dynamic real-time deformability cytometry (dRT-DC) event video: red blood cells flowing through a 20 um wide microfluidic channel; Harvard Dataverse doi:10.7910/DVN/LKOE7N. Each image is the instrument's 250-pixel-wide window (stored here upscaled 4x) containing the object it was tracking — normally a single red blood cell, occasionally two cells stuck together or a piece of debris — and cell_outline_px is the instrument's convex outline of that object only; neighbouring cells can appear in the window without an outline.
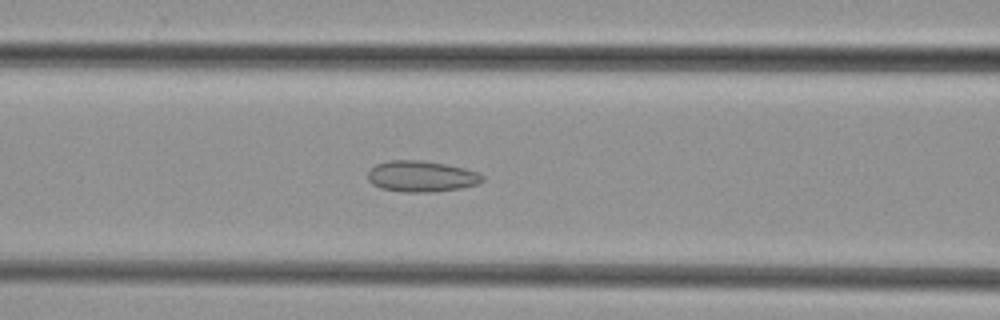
{"species": "common noctule bat (a hibernating species)", "species_latin": "Nyctalus noctula", "temperature_condition": "cold", "stored_images_in_passage": 45, "camera_frame_rate_fps": 3000, "um_per_image_px": 0.085, "animal": {"sex": "female", "body_mass_g": 29.2, "forearm_length_mm": 56.3}, "frame": {"image": 1, "passage_image": 17, "time_ms": 5.333, "image_size_px": [1000, 320], "cell_outline_px": [[484, 180], [480, 184], [460, 188], [432, 192], [404, 192], [380, 188], [372, 184], [368, 180], [368, 172], [376, 164], [388, 160], [420, 160], [444, 164], [464, 168], [476, 172], [484, 176]], "centroid_in_image_um": [35.82, 14.99], "position_along_channel_um": 130.8, "area_um2": 20.75}}
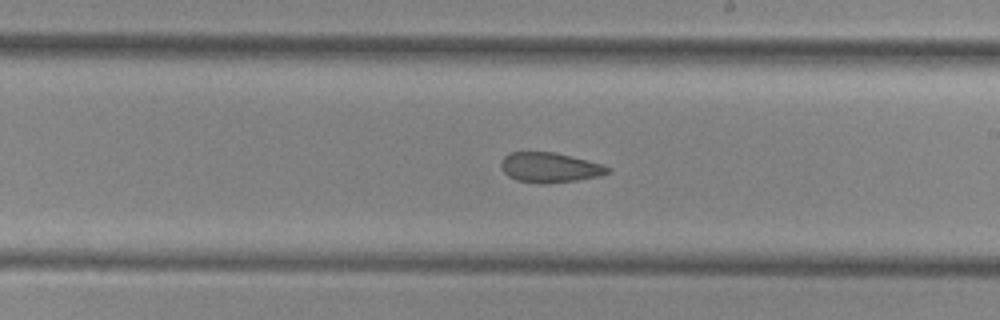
{"frame": {"image": 2, "passage_image": 25, "time_ms": 8.0, "image_size_px": [1000, 320], "cell_outline_px": [[612, 168], [608, 172], [600, 176], [576, 180], [544, 184], [540, 184], [516, 180], [508, 176], [500, 168], [500, 164], [504, 156], [512, 152], [556, 152], [600, 164]], "centroid_in_image_um": [46.69, 14.24], "position_along_channel_um": 242.3, "area_um2": 18.55}}
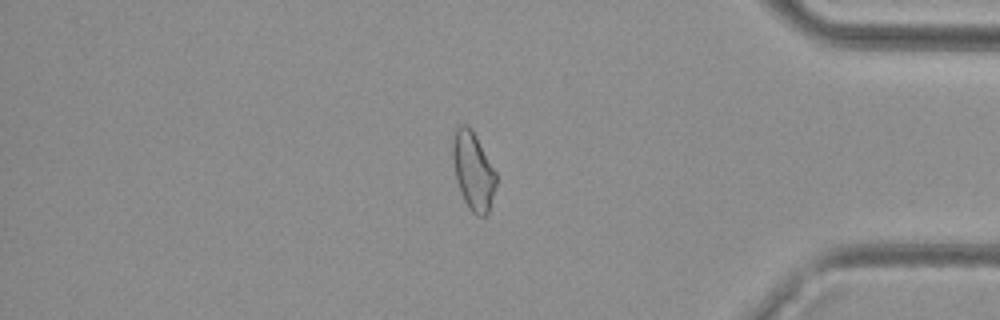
{"frame": {"image": 3, "passage_image": 38, "time_ms": 12.333, "image_size_px": [1000, 320], "cell_outline_px": [[496, 184], [488, 212], [484, 216], [476, 216], [468, 208], [460, 192], [456, 180], [452, 160], [452, 140], [456, 128], [460, 124], [468, 124], [472, 128], [496, 172]], "centroid_in_image_um": [40.19, 14.5], "position_along_channel_um": 395.0, "area_um2": 19.88}}